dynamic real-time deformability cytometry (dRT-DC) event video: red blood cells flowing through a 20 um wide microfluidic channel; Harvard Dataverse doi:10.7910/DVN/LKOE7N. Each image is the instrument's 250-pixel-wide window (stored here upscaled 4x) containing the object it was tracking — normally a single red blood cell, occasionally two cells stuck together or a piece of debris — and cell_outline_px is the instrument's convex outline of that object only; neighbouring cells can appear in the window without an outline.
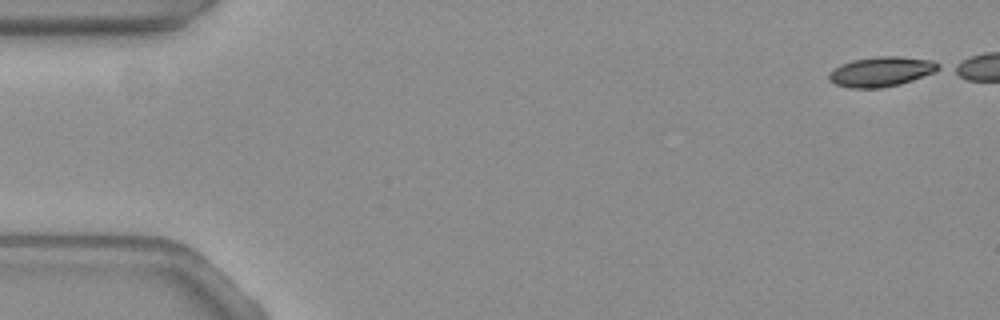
{"species": "common noctule bat (a hibernating species)", "species_latin": "Nyctalus noctula", "temperature_condition": "warm", "stored_images_in_passage": 37, "camera_frame_rate_fps": 3000, "um_per_image_px": 0.085, "animal": {"sex": "female", "body_mass_g": 19.3, "forearm_length_mm": 54.1}, "frame": {"image": 1, "passage_image": 1, "time_ms": 0.0, "image_size_px": [1000, 320], "cell_outline_px": [[940, 68], [932, 72], [912, 80], [900, 84], [880, 88], [848, 88], [836, 84], [828, 80], [828, 72], [840, 64], [852, 60], [880, 56], [900, 56], [932, 60], [940, 64]], "centroid_in_image_um": [74.85, 6.08], "position_along_channel_um": 10.1, "area_um2": 19.02}}
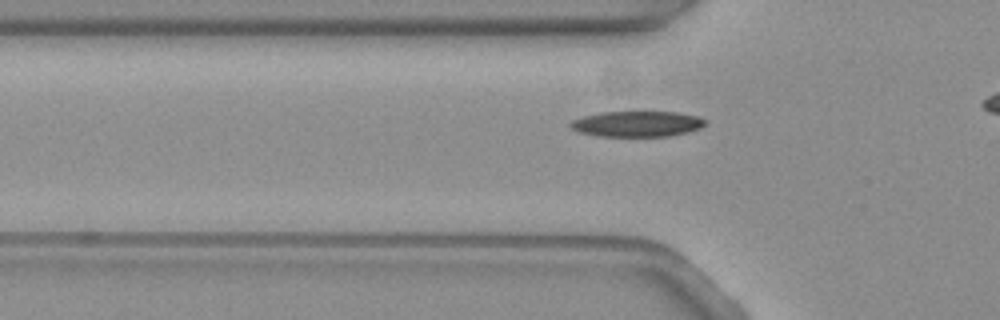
{"frame": {"image": 2, "passage_image": 17, "time_ms": 5.333, "image_size_px": [1000, 320], "cell_outline_px": [[708, 120], [700, 128], [688, 132], [668, 136], [600, 136], [580, 132], [572, 128], [568, 124], [572, 120], [584, 116], [600, 112], [676, 112], [696, 116]], "centroid_in_image_um": [54.15, 10.53], "position_along_channel_um": 71.6, "area_um2": 20.0}}
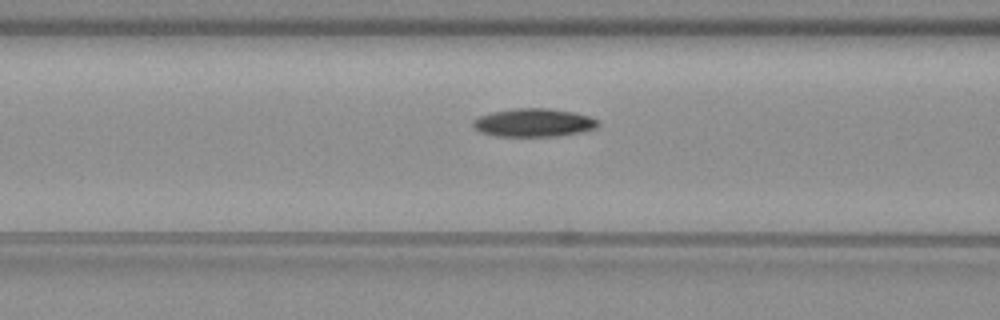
{"frame": {"image": 3, "passage_image": 21, "time_ms": 6.667, "image_size_px": [1000, 320], "cell_outline_px": [[600, 124], [596, 128], [580, 132], [556, 136], [496, 136], [480, 132], [472, 124], [472, 120], [480, 116], [492, 112], [516, 108], [548, 108], [572, 112], [588, 116], [600, 120]], "centroid_in_image_um": [45.37, 10.42], "position_along_channel_um": 121.2, "area_um2": 20.52}}